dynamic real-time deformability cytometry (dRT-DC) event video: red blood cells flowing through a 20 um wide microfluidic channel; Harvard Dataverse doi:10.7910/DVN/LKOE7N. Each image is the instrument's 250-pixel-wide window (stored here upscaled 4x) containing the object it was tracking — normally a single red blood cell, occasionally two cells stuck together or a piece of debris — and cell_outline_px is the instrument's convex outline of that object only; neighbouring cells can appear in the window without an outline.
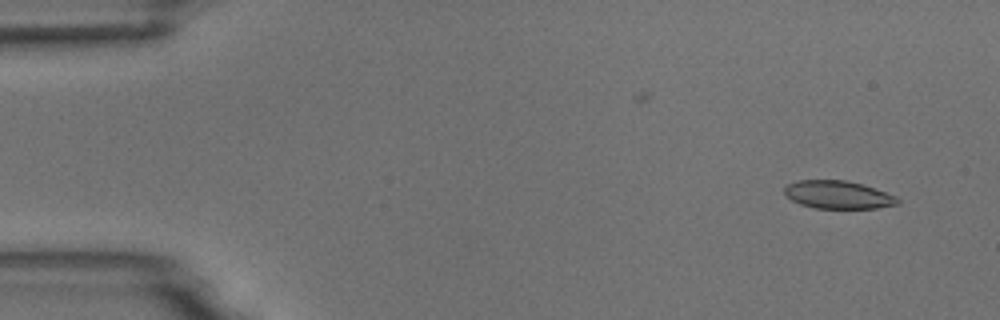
{"species": "common noctule bat (a hibernating species)", "species_latin": "Nyctalus noctula", "temperature_condition": "room temperature", "stored_images_in_passage": 9, "camera_frame_rate_fps": 3000, "um_per_image_px": 0.085, "animal": {"sex": "male", "body_mass_g": 18.8}, "frame": {"image": 1, "passage_image": 1, "time_ms": 0.0, "image_size_px": [1000, 320], "cell_outline_px": [[900, 204], [876, 208], [816, 208], [800, 204], [792, 200], [784, 192], [784, 188], [788, 184], [800, 180], [844, 180], [860, 184], [896, 196], [900, 200]], "centroid_in_image_um": [71.23, 16.56], "position_along_channel_um": 13.8, "area_um2": 18.15}}
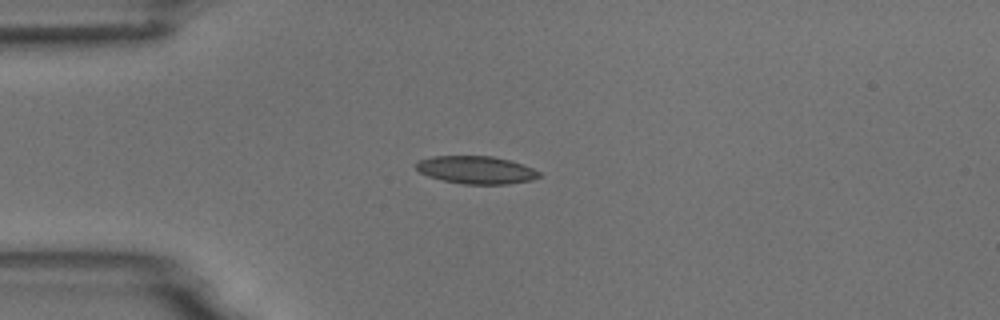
{"frame": {"image": 2, "passage_image": 4, "time_ms": 3.333, "image_size_px": [1000, 320], "cell_outline_px": [[540, 176], [532, 180], [508, 184], [464, 184], [444, 180], [428, 176], [420, 172], [416, 168], [416, 164], [420, 160], [432, 156], [492, 156], [508, 160], [532, 168], [540, 172]], "centroid_in_image_um": [40.47, 14.44], "position_along_channel_um": 44.5, "area_um2": 19.65}}
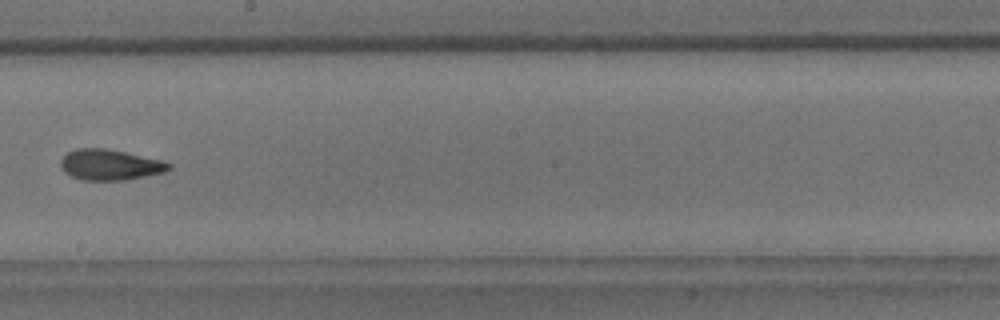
{"frame": {"image": 3, "passage_image": 9, "time_ms": 9.0, "image_size_px": [1000, 320], "cell_outline_px": [[172, 168], [164, 172], [128, 180], [80, 180], [64, 172], [60, 168], [60, 160], [68, 152], [76, 148], [104, 148], [164, 160], [172, 164]], "centroid_in_image_um": [9.36, 14.01], "position_along_channel_um": 238.8, "area_um2": 19.54}}